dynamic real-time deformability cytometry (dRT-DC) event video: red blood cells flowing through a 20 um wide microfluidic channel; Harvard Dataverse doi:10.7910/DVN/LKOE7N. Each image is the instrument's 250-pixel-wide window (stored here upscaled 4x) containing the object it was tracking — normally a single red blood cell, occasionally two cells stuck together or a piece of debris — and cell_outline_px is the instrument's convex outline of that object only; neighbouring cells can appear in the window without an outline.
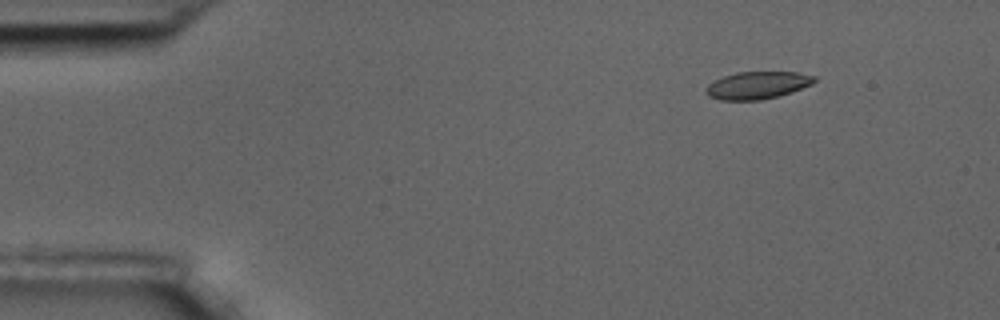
{"species": "common noctule bat (a hibernating species)", "species_latin": "Nyctalus noctula", "temperature_condition": "room temperature", "stored_images_in_passage": 6, "camera_frame_rate_fps": 3000, "um_per_image_px": 0.085, "animal": {"sex": "male", "body_mass_g": 17.5, "forearm_length_mm": 52.3}, "frame": {"image": 1, "passage_image": 2, "time_ms": 0.333, "image_size_px": [1000, 320], "cell_outline_px": [[816, 80], [812, 84], [792, 92], [760, 100], [720, 100], [708, 96], [704, 92], [704, 88], [708, 84], [724, 76], [736, 72], [800, 72], [816, 76]], "centroid_in_image_um": [64.37, 7.24], "position_along_channel_um": 20.6, "area_um2": 17.4}}
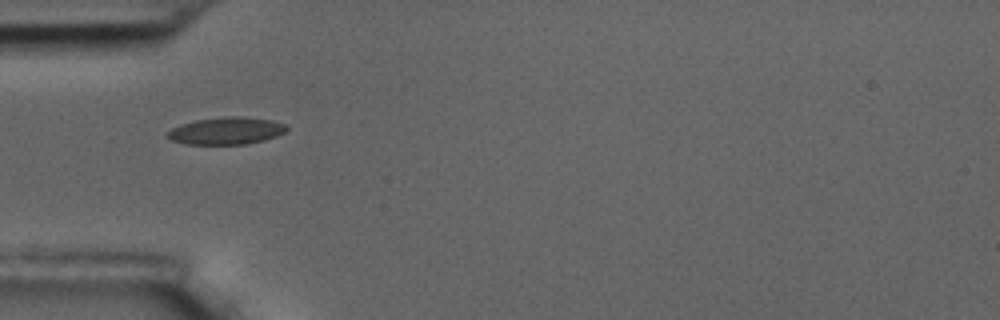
{"frame": {"image": 2, "passage_image": 5, "time_ms": 1.333, "image_size_px": [1000, 320], "cell_outline_px": [[288, 128], [284, 132], [276, 136], [264, 140], [244, 144], [184, 144], [172, 140], [164, 136], [172, 128], [180, 124], [196, 120], [224, 116], [244, 116], [272, 120], [284, 124]], "centroid_in_image_um": [19.21, 11.11], "position_along_channel_um": 65.8, "area_um2": 18.96}}